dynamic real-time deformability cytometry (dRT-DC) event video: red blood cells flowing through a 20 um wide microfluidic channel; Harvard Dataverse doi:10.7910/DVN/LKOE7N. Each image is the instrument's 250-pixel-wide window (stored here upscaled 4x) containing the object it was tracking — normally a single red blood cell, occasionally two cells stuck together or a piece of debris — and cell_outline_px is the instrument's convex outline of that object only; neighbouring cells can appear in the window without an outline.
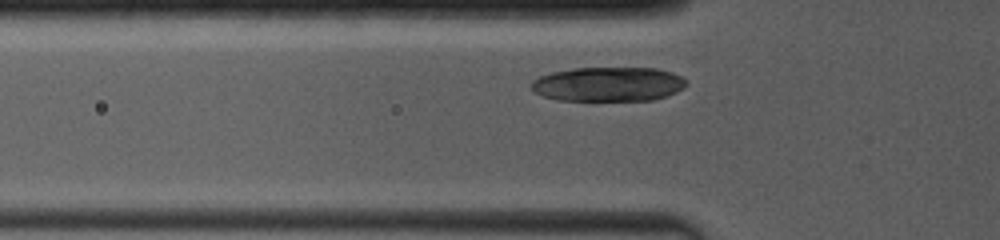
{"species": "common noctule bat (a hibernating species)", "species_latin": "Nyctalus noctula", "temperature_condition": "room temperature", "stored_images_in_passage": 33, "camera_frame_rate_fps": 4000, "um_per_image_px": 0.085, "animal": {"sex": "female", "body_mass_g": 19.0, "forearm_length_mm": 53.3}, "frame": {"image": 1, "passage_image": 5, "time_ms": 1.0, "image_size_px": [1000, 240], "cell_outline_px": [[688, 84], [684, 88], [676, 92], [652, 100], [556, 100], [544, 96], [536, 92], [532, 88], [532, 80], [540, 76], [552, 72], [572, 68], [656, 68], [672, 72], [688, 80]], "centroid_in_image_um": [51.73, 7.15], "position_along_channel_um": 74.1, "area_um2": 31.04}}
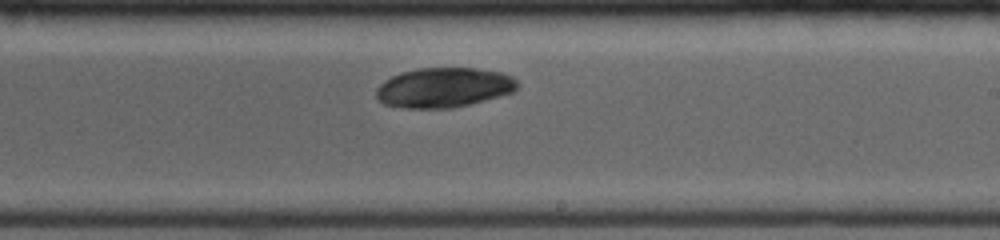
{"frame": {"image": 2, "passage_image": 17, "time_ms": 5.5, "image_size_px": [1000, 240], "cell_outline_px": [[520, 84], [512, 92], [484, 100], [452, 108], [404, 108], [384, 104], [376, 96], [376, 88], [384, 80], [400, 72], [420, 68], [472, 68], [500, 72], [512, 76]], "centroid_in_image_um": [37.7, 7.44], "position_along_channel_um": 251.3, "area_um2": 32.6}}
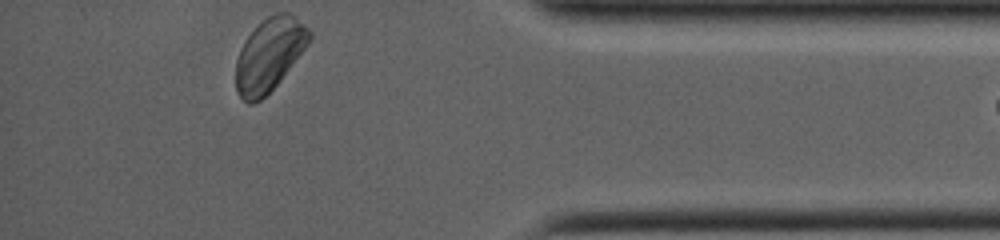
{"frame": {"image": 3, "passage_image": 33, "time_ms": 10.0, "image_size_px": [1000, 240], "cell_outline_px": [[312, 40], [280, 80], [260, 100], [252, 104], [248, 104], [236, 92], [236, 60], [240, 48], [244, 40], [268, 16], [276, 12], [288, 12], [296, 16], [312, 32]], "centroid_in_image_um": [22.91, 4.63], "position_along_channel_um": 412.3, "area_um2": 31.15}}